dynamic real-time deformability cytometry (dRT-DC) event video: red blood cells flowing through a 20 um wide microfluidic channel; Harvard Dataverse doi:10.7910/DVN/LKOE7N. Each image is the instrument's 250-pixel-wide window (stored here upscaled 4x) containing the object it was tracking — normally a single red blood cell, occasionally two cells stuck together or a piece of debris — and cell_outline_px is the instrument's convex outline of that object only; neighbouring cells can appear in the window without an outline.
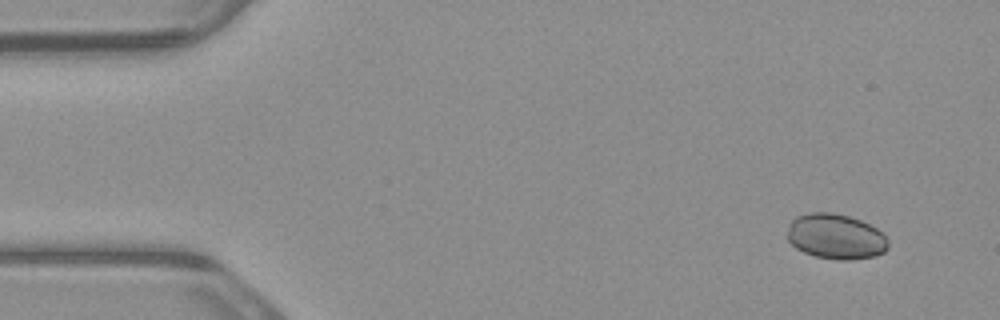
{"species": "common noctule bat (a hibernating species)", "species_latin": "Nyctalus noctula", "temperature_condition": "warm", "stored_images_in_passage": 5, "camera_frame_rate_fps": 3000, "um_per_image_px": 0.085, "animal": {"sex": "male", "body_mass_g": 23.1, "forearm_length_mm": 52.7}, "frame": {"image": 1, "passage_image": 1, "time_ms": 0.0, "image_size_px": [1000, 320], "cell_outline_px": [[888, 248], [884, 252], [872, 256], [848, 260], [840, 260], [816, 256], [804, 252], [796, 248], [788, 240], [788, 224], [796, 216], [808, 212], [832, 212], [848, 216], [860, 220], [884, 232], [888, 240]], "centroid_in_image_um": [71.04, 20.09], "position_along_channel_um": 14.0, "area_um2": 26.65}}
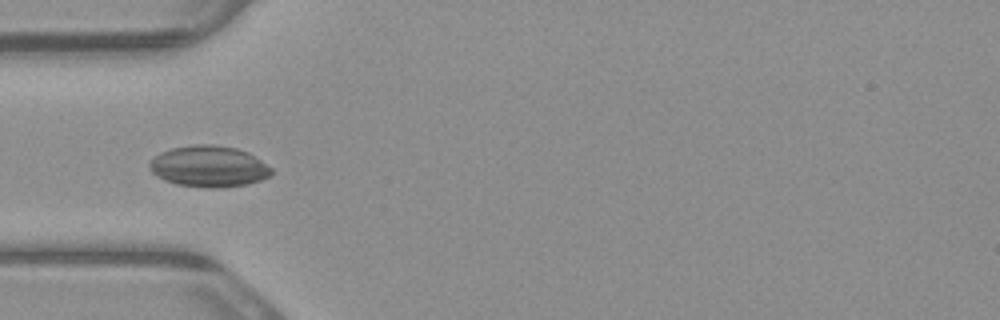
{"frame": {"image": 2, "passage_image": 4, "time_ms": 1.0, "image_size_px": [1000, 320], "cell_outline_px": [[272, 172], [268, 176], [260, 180], [248, 184], [220, 188], [204, 188], [176, 184], [164, 180], [156, 176], [152, 172], [148, 164], [148, 160], [160, 152], [172, 148], [196, 144], [212, 144], [236, 148], [248, 152], [256, 156], [272, 168]], "centroid_in_image_um": [17.73, 14.14], "position_along_channel_um": 67.3, "area_um2": 29.59}}
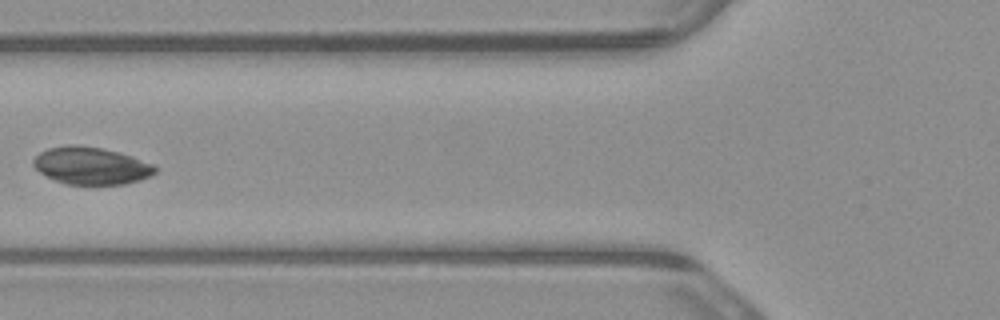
{"frame": {"image": 3, "passage_image": 5, "time_ms": 1.333, "image_size_px": [1000, 320], "cell_outline_px": [[156, 172], [152, 176], [140, 180], [124, 184], [64, 184], [40, 172], [32, 164], [32, 160], [40, 152], [48, 148], [68, 144], [72, 144], [100, 148], [132, 156], [152, 164], [156, 168]], "centroid_in_image_um": [7.74, 14.09], "position_along_channel_um": 118.1, "area_um2": 26.3}}